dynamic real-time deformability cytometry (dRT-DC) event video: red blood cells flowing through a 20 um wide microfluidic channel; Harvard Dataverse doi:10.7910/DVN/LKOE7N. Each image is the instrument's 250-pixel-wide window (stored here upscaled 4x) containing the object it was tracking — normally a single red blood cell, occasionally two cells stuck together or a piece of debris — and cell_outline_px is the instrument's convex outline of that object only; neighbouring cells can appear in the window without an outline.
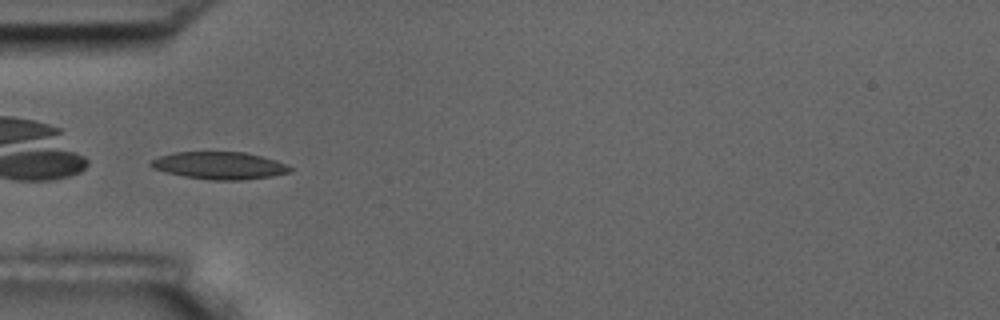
{"species": "common noctule bat (a hibernating species)", "species_latin": "Nyctalus noctula", "temperature_condition": "room temperature", "stored_images_in_passage": 35, "camera_frame_rate_fps": 3000, "um_per_image_px": 0.085, "animal": {"sex": "male", "body_mass_g": 17.5, "forearm_length_mm": 52.3}, "frame": {"image": 1, "passage_image": 1, "time_ms": 0.0, "image_size_px": [1000, 320], "cell_outline_px": [[292, 168], [288, 172], [272, 176], [240, 180], [212, 180], [184, 176], [152, 168], [148, 164], [152, 160], [160, 156], [176, 152], [244, 152], [276, 160]], "centroid_in_image_um": [18.63, 14.07], "position_along_channel_um": 66.4, "area_um2": 21.85}, "authors_computed_cell_mechanics": {"area_um2": 21.1548, "velocity_mm_per_s": 3.6048, "shape_relaxation_time_tau1_ms": 4.9425, "shape_relaxation_time_tau2_ms": 1.694, "deformation_change_tau1": 0.148, "deformation_change_tau2": 0.0622}}